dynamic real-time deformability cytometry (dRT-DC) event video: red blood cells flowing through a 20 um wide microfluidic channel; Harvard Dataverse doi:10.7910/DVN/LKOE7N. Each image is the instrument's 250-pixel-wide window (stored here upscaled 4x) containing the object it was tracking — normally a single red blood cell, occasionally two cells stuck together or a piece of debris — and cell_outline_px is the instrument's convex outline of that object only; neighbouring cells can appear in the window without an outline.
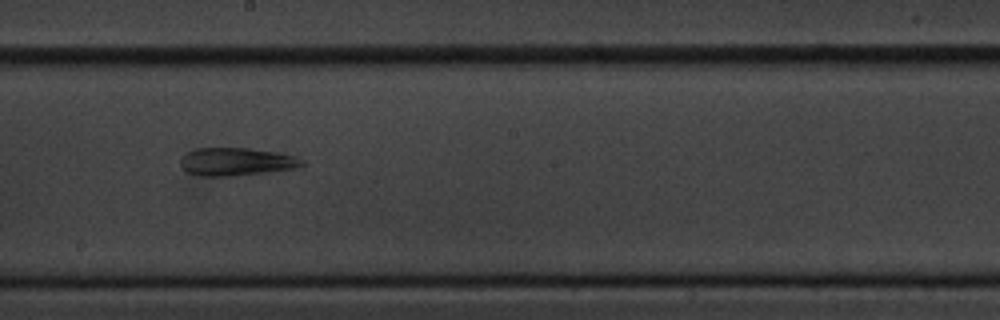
{"species": "common noctule bat (a hibernating species)", "species_latin": "Nyctalus noctula", "temperature_condition": "cold", "stored_images_in_passage": 11, "camera_frame_rate_fps": 3000, "um_per_image_px": 0.085, "animal": {"sex": "male", "body_mass_g": 20.1, "forearm_length_mm": 53.5}, "frame": {"image": 1, "passage_image": 10, "time_ms": 10.333, "image_size_px": [1000, 320], "cell_outline_px": [[304, 164], [296, 168], [232, 176], [204, 176], [188, 172], [180, 164], [180, 160], [184, 152], [196, 148], [248, 148], [280, 152], [296, 156], [304, 160]], "centroid_in_image_um": [20.09, 13.72], "position_along_channel_um": 228.1, "area_um2": 19.83}}